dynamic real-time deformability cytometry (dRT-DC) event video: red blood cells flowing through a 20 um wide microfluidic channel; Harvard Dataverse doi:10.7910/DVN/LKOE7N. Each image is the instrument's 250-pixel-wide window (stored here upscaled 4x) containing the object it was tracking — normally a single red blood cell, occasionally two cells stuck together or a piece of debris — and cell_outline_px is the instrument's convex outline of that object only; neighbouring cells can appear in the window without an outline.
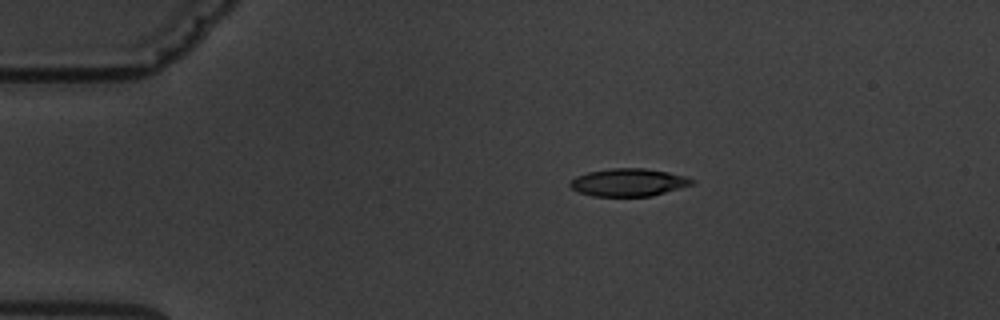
{"species": "common noctule bat (a hibernating species)", "species_latin": "Nyctalus noctula", "temperature_condition": "warm", "stored_images_in_passage": 6, "camera_frame_rate_fps": 3000, "um_per_image_px": 0.085, "animal": {"sex": "male", "body_mass_g": 19.5, "forearm_length_mm": 54.6}, "frame": {"image": 1, "passage_image": 3, "time_ms": 2.333, "image_size_px": [1000, 320], "cell_outline_px": [[696, 184], [652, 196], [592, 196], [580, 192], [572, 188], [568, 184], [576, 176], [588, 172], [612, 168], [644, 168], [668, 172], [684, 176], [696, 180]], "centroid_in_image_um": [53.47, 15.5], "position_along_channel_um": 31.5, "area_um2": 19.71}}
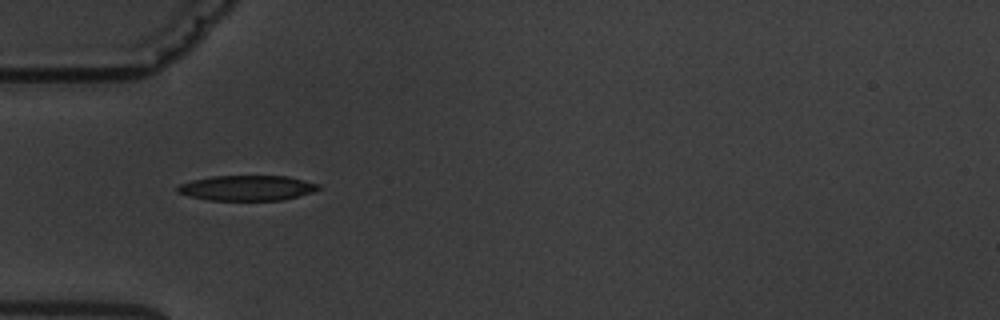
{"frame": {"image": 2, "passage_image": 5, "time_ms": 4.667, "image_size_px": [1000, 320], "cell_outline_px": [[320, 188], [312, 192], [284, 200], [208, 200], [188, 196], [176, 192], [176, 188], [180, 184], [192, 180], [212, 176], [288, 176], [320, 184]], "centroid_in_image_um": [20.98, 15.98], "position_along_channel_um": 64.0, "area_um2": 20.75}}